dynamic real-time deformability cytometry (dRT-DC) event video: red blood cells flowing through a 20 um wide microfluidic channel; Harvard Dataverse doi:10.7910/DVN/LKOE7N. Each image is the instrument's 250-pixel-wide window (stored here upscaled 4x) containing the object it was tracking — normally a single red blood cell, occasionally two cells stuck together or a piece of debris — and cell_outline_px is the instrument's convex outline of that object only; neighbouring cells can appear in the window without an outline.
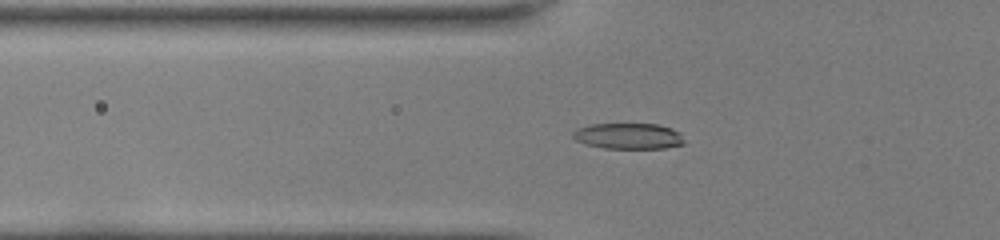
{"species": "common noctule bat (a hibernating species)", "species_latin": "Nyctalus noctula", "temperature_condition": "room temperature", "stored_images_in_passage": 52, "camera_frame_rate_fps": 3000, "um_per_image_px": 0.085, "animal": {"sex": "female", "body_mass_g": 22.0, "forearm_length_mm": 56.7}, "frame": {"image": 1, "passage_image": 21, "time_ms": 6.667, "image_size_px": [1000, 240], "cell_outline_px": [[684, 144], [660, 148], [608, 148], [588, 144], [572, 136], [580, 128], [592, 124], [656, 124], [668, 128], [676, 132]], "centroid_in_image_um": [53.41, 11.56], "position_along_channel_um": 72.4, "area_um2": 15.9}}
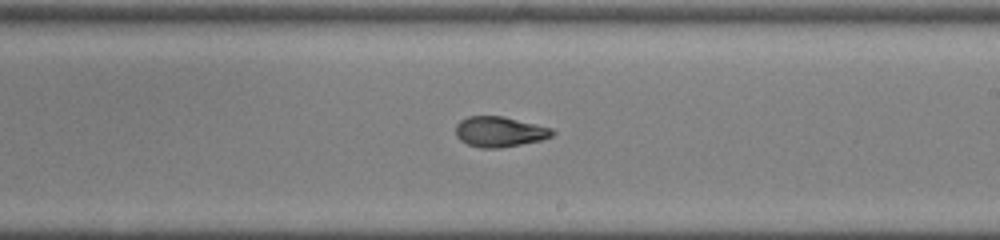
{"frame": {"image": 2, "passage_image": 34, "time_ms": 11.0, "image_size_px": [1000, 240], "cell_outline_px": [[556, 132], [552, 136], [540, 140], [492, 148], [484, 148], [468, 144], [460, 140], [456, 132], [456, 124], [460, 120], [472, 116], [500, 116], [548, 128]], "centroid_in_image_um": [42.4, 11.19], "position_along_channel_um": 246.6, "area_um2": 16.3}}
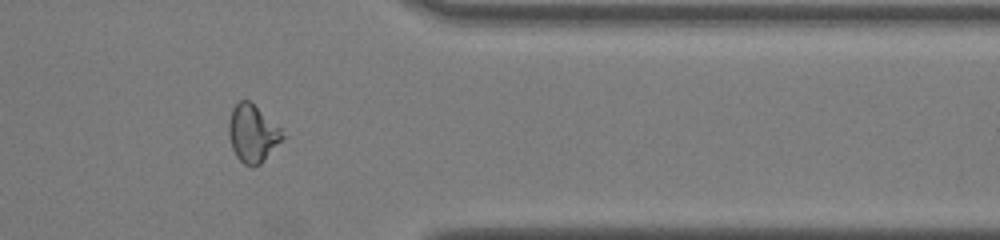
{"frame": {"image": 3, "passage_image": 45, "time_ms": 14.667, "image_size_px": [1000, 240], "cell_outline_px": [[284, 136], [260, 164], [244, 164], [236, 156], [232, 148], [232, 112], [236, 104], [240, 100], [248, 100], [280, 128]], "centroid_in_image_um": [21.5, 11.35], "position_along_channel_um": 389.9, "area_um2": 16.59}}